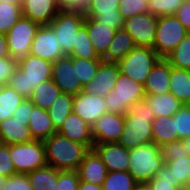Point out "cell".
Returning a JSON list of instances; mask_svg holds the SVG:
<instances>
[{
  "instance_id": "obj_42",
  "label": "cell",
  "mask_w": 190,
  "mask_h": 190,
  "mask_svg": "<svg viewBox=\"0 0 190 190\" xmlns=\"http://www.w3.org/2000/svg\"><path fill=\"white\" fill-rule=\"evenodd\" d=\"M175 131L178 140H183L190 135V109L183 105L174 115Z\"/></svg>"
},
{
  "instance_id": "obj_43",
  "label": "cell",
  "mask_w": 190,
  "mask_h": 190,
  "mask_svg": "<svg viewBox=\"0 0 190 190\" xmlns=\"http://www.w3.org/2000/svg\"><path fill=\"white\" fill-rule=\"evenodd\" d=\"M119 12L124 20L138 14L149 12L148 0H120Z\"/></svg>"
},
{
  "instance_id": "obj_37",
  "label": "cell",
  "mask_w": 190,
  "mask_h": 190,
  "mask_svg": "<svg viewBox=\"0 0 190 190\" xmlns=\"http://www.w3.org/2000/svg\"><path fill=\"white\" fill-rule=\"evenodd\" d=\"M165 59L172 67L190 70V33Z\"/></svg>"
},
{
  "instance_id": "obj_56",
  "label": "cell",
  "mask_w": 190,
  "mask_h": 190,
  "mask_svg": "<svg viewBox=\"0 0 190 190\" xmlns=\"http://www.w3.org/2000/svg\"><path fill=\"white\" fill-rule=\"evenodd\" d=\"M7 177L0 175V190L3 188V183L6 182Z\"/></svg>"
},
{
  "instance_id": "obj_51",
  "label": "cell",
  "mask_w": 190,
  "mask_h": 190,
  "mask_svg": "<svg viewBox=\"0 0 190 190\" xmlns=\"http://www.w3.org/2000/svg\"><path fill=\"white\" fill-rule=\"evenodd\" d=\"M178 20L183 24L188 33H190V0H185L176 12Z\"/></svg>"
},
{
  "instance_id": "obj_20",
  "label": "cell",
  "mask_w": 190,
  "mask_h": 190,
  "mask_svg": "<svg viewBox=\"0 0 190 190\" xmlns=\"http://www.w3.org/2000/svg\"><path fill=\"white\" fill-rule=\"evenodd\" d=\"M172 66L165 58H160L151 69L144 84L145 95L170 93V76Z\"/></svg>"
},
{
  "instance_id": "obj_44",
  "label": "cell",
  "mask_w": 190,
  "mask_h": 190,
  "mask_svg": "<svg viewBox=\"0 0 190 190\" xmlns=\"http://www.w3.org/2000/svg\"><path fill=\"white\" fill-rule=\"evenodd\" d=\"M80 179L77 171H59L56 187L51 190H78Z\"/></svg>"
},
{
  "instance_id": "obj_38",
  "label": "cell",
  "mask_w": 190,
  "mask_h": 190,
  "mask_svg": "<svg viewBox=\"0 0 190 190\" xmlns=\"http://www.w3.org/2000/svg\"><path fill=\"white\" fill-rule=\"evenodd\" d=\"M102 61V59L86 60L73 57V66H76V74L83 88L96 75Z\"/></svg>"
},
{
  "instance_id": "obj_24",
  "label": "cell",
  "mask_w": 190,
  "mask_h": 190,
  "mask_svg": "<svg viewBox=\"0 0 190 190\" xmlns=\"http://www.w3.org/2000/svg\"><path fill=\"white\" fill-rule=\"evenodd\" d=\"M0 136L4 144H19L33 141L32 133L28 125L9 117L0 122Z\"/></svg>"
},
{
  "instance_id": "obj_19",
  "label": "cell",
  "mask_w": 190,
  "mask_h": 190,
  "mask_svg": "<svg viewBox=\"0 0 190 190\" xmlns=\"http://www.w3.org/2000/svg\"><path fill=\"white\" fill-rule=\"evenodd\" d=\"M22 16L35 23L49 25L59 13L56 0H21Z\"/></svg>"
},
{
  "instance_id": "obj_41",
  "label": "cell",
  "mask_w": 190,
  "mask_h": 190,
  "mask_svg": "<svg viewBox=\"0 0 190 190\" xmlns=\"http://www.w3.org/2000/svg\"><path fill=\"white\" fill-rule=\"evenodd\" d=\"M185 0H148V9L157 17L176 15Z\"/></svg>"
},
{
  "instance_id": "obj_4",
  "label": "cell",
  "mask_w": 190,
  "mask_h": 190,
  "mask_svg": "<svg viewBox=\"0 0 190 190\" xmlns=\"http://www.w3.org/2000/svg\"><path fill=\"white\" fill-rule=\"evenodd\" d=\"M128 172L139 185H146L164 164L161 147L154 142L129 150Z\"/></svg>"
},
{
  "instance_id": "obj_30",
  "label": "cell",
  "mask_w": 190,
  "mask_h": 190,
  "mask_svg": "<svg viewBox=\"0 0 190 190\" xmlns=\"http://www.w3.org/2000/svg\"><path fill=\"white\" fill-rule=\"evenodd\" d=\"M60 94L61 90L52 81V79H50L41 82L38 86H36L29 99L35 106L48 110Z\"/></svg>"
},
{
  "instance_id": "obj_26",
  "label": "cell",
  "mask_w": 190,
  "mask_h": 190,
  "mask_svg": "<svg viewBox=\"0 0 190 190\" xmlns=\"http://www.w3.org/2000/svg\"><path fill=\"white\" fill-rule=\"evenodd\" d=\"M29 128L34 140L44 141L56 133L48 110L34 106L30 114Z\"/></svg>"
},
{
  "instance_id": "obj_14",
  "label": "cell",
  "mask_w": 190,
  "mask_h": 190,
  "mask_svg": "<svg viewBox=\"0 0 190 190\" xmlns=\"http://www.w3.org/2000/svg\"><path fill=\"white\" fill-rule=\"evenodd\" d=\"M91 128L94 144L117 143L125 128L124 115L107 112Z\"/></svg>"
},
{
  "instance_id": "obj_50",
  "label": "cell",
  "mask_w": 190,
  "mask_h": 190,
  "mask_svg": "<svg viewBox=\"0 0 190 190\" xmlns=\"http://www.w3.org/2000/svg\"><path fill=\"white\" fill-rule=\"evenodd\" d=\"M35 105L30 99H24L21 104L16 108L13 113L15 120L19 122H24V125H28L30 121V114Z\"/></svg>"
},
{
  "instance_id": "obj_32",
  "label": "cell",
  "mask_w": 190,
  "mask_h": 190,
  "mask_svg": "<svg viewBox=\"0 0 190 190\" xmlns=\"http://www.w3.org/2000/svg\"><path fill=\"white\" fill-rule=\"evenodd\" d=\"M34 190H51L58 182V169L46 165L27 173Z\"/></svg>"
},
{
  "instance_id": "obj_23",
  "label": "cell",
  "mask_w": 190,
  "mask_h": 190,
  "mask_svg": "<svg viewBox=\"0 0 190 190\" xmlns=\"http://www.w3.org/2000/svg\"><path fill=\"white\" fill-rule=\"evenodd\" d=\"M84 25L87 29V33L91 39V44L93 45L95 52L99 57H102L113 40L116 30L108 27L104 23L96 21L94 18L86 16Z\"/></svg>"
},
{
  "instance_id": "obj_17",
  "label": "cell",
  "mask_w": 190,
  "mask_h": 190,
  "mask_svg": "<svg viewBox=\"0 0 190 190\" xmlns=\"http://www.w3.org/2000/svg\"><path fill=\"white\" fill-rule=\"evenodd\" d=\"M93 150L101 158L108 172L128 171L129 150L118 143L94 144Z\"/></svg>"
},
{
  "instance_id": "obj_39",
  "label": "cell",
  "mask_w": 190,
  "mask_h": 190,
  "mask_svg": "<svg viewBox=\"0 0 190 190\" xmlns=\"http://www.w3.org/2000/svg\"><path fill=\"white\" fill-rule=\"evenodd\" d=\"M21 17V4L0 3V33L7 34Z\"/></svg>"
},
{
  "instance_id": "obj_28",
  "label": "cell",
  "mask_w": 190,
  "mask_h": 190,
  "mask_svg": "<svg viewBox=\"0 0 190 190\" xmlns=\"http://www.w3.org/2000/svg\"><path fill=\"white\" fill-rule=\"evenodd\" d=\"M151 125L153 142L157 146L162 147L167 143L178 140L177 132L175 131V121H173V116L155 117Z\"/></svg>"
},
{
  "instance_id": "obj_35",
  "label": "cell",
  "mask_w": 190,
  "mask_h": 190,
  "mask_svg": "<svg viewBox=\"0 0 190 190\" xmlns=\"http://www.w3.org/2000/svg\"><path fill=\"white\" fill-rule=\"evenodd\" d=\"M164 163L169 166L173 181H177V186L182 190H187L190 183V157H173V161Z\"/></svg>"
},
{
  "instance_id": "obj_1",
  "label": "cell",
  "mask_w": 190,
  "mask_h": 190,
  "mask_svg": "<svg viewBox=\"0 0 190 190\" xmlns=\"http://www.w3.org/2000/svg\"><path fill=\"white\" fill-rule=\"evenodd\" d=\"M124 119L125 128L118 144L130 150L153 142L151 124L155 119V114L144 99L129 106Z\"/></svg>"
},
{
  "instance_id": "obj_9",
  "label": "cell",
  "mask_w": 190,
  "mask_h": 190,
  "mask_svg": "<svg viewBox=\"0 0 190 190\" xmlns=\"http://www.w3.org/2000/svg\"><path fill=\"white\" fill-rule=\"evenodd\" d=\"M85 15L81 12L59 11L49 24L65 55H68L75 44L76 33L84 25Z\"/></svg>"
},
{
  "instance_id": "obj_46",
  "label": "cell",
  "mask_w": 190,
  "mask_h": 190,
  "mask_svg": "<svg viewBox=\"0 0 190 190\" xmlns=\"http://www.w3.org/2000/svg\"><path fill=\"white\" fill-rule=\"evenodd\" d=\"M164 162L173 161V157L188 156L182 140L167 143L161 147Z\"/></svg>"
},
{
  "instance_id": "obj_25",
  "label": "cell",
  "mask_w": 190,
  "mask_h": 190,
  "mask_svg": "<svg viewBox=\"0 0 190 190\" xmlns=\"http://www.w3.org/2000/svg\"><path fill=\"white\" fill-rule=\"evenodd\" d=\"M136 47L132 36L123 28L116 30L115 36L101 57L106 62H119Z\"/></svg>"
},
{
  "instance_id": "obj_54",
  "label": "cell",
  "mask_w": 190,
  "mask_h": 190,
  "mask_svg": "<svg viewBox=\"0 0 190 190\" xmlns=\"http://www.w3.org/2000/svg\"><path fill=\"white\" fill-rule=\"evenodd\" d=\"M183 146L186 149L188 156L190 157V135L182 140Z\"/></svg>"
},
{
  "instance_id": "obj_11",
  "label": "cell",
  "mask_w": 190,
  "mask_h": 190,
  "mask_svg": "<svg viewBox=\"0 0 190 190\" xmlns=\"http://www.w3.org/2000/svg\"><path fill=\"white\" fill-rule=\"evenodd\" d=\"M157 23L158 17L146 12L126 18L122 28L132 36L136 46L153 48Z\"/></svg>"
},
{
  "instance_id": "obj_34",
  "label": "cell",
  "mask_w": 190,
  "mask_h": 190,
  "mask_svg": "<svg viewBox=\"0 0 190 190\" xmlns=\"http://www.w3.org/2000/svg\"><path fill=\"white\" fill-rule=\"evenodd\" d=\"M25 98L8 84L0 87V122L12 117Z\"/></svg>"
},
{
  "instance_id": "obj_55",
  "label": "cell",
  "mask_w": 190,
  "mask_h": 190,
  "mask_svg": "<svg viewBox=\"0 0 190 190\" xmlns=\"http://www.w3.org/2000/svg\"><path fill=\"white\" fill-rule=\"evenodd\" d=\"M21 4V0H0V3Z\"/></svg>"
},
{
  "instance_id": "obj_7",
  "label": "cell",
  "mask_w": 190,
  "mask_h": 190,
  "mask_svg": "<svg viewBox=\"0 0 190 190\" xmlns=\"http://www.w3.org/2000/svg\"><path fill=\"white\" fill-rule=\"evenodd\" d=\"M187 34L188 31L176 15L160 16L153 49L160 58H166Z\"/></svg>"
},
{
  "instance_id": "obj_52",
  "label": "cell",
  "mask_w": 190,
  "mask_h": 190,
  "mask_svg": "<svg viewBox=\"0 0 190 190\" xmlns=\"http://www.w3.org/2000/svg\"><path fill=\"white\" fill-rule=\"evenodd\" d=\"M9 56L11 55L9 52L6 34L0 33V58Z\"/></svg>"
},
{
  "instance_id": "obj_40",
  "label": "cell",
  "mask_w": 190,
  "mask_h": 190,
  "mask_svg": "<svg viewBox=\"0 0 190 190\" xmlns=\"http://www.w3.org/2000/svg\"><path fill=\"white\" fill-rule=\"evenodd\" d=\"M146 186L148 190H182L177 186V181H173L172 172L166 163Z\"/></svg>"
},
{
  "instance_id": "obj_53",
  "label": "cell",
  "mask_w": 190,
  "mask_h": 190,
  "mask_svg": "<svg viewBox=\"0 0 190 190\" xmlns=\"http://www.w3.org/2000/svg\"><path fill=\"white\" fill-rule=\"evenodd\" d=\"M78 190H103L102 185H97L93 183L80 182Z\"/></svg>"
},
{
  "instance_id": "obj_59",
  "label": "cell",
  "mask_w": 190,
  "mask_h": 190,
  "mask_svg": "<svg viewBox=\"0 0 190 190\" xmlns=\"http://www.w3.org/2000/svg\"><path fill=\"white\" fill-rule=\"evenodd\" d=\"M185 106L190 109V99H189L188 102L185 104Z\"/></svg>"
},
{
  "instance_id": "obj_31",
  "label": "cell",
  "mask_w": 190,
  "mask_h": 190,
  "mask_svg": "<svg viewBox=\"0 0 190 190\" xmlns=\"http://www.w3.org/2000/svg\"><path fill=\"white\" fill-rule=\"evenodd\" d=\"M73 99L74 95L61 92L48 109V114L56 132L61 128L68 115L73 112Z\"/></svg>"
},
{
  "instance_id": "obj_21",
  "label": "cell",
  "mask_w": 190,
  "mask_h": 190,
  "mask_svg": "<svg viewBox=\"0 0 190 190\" xmlns=\"http://www.w3.org/2000/svg\"><path fill=\"white\" fill-rule=\"evenodd\" d=\"M57 133L71 139L72 141L86 145L90 150L93 149L94 142L92 137V128L75 112L68 115Z\"/></svg>"
},
{
  "instance_id": "obj_16",
  "label": "cell",
  "mask_w": 190,
  "mask_h": 190,
  "mask_svg": "<svg viewBox=\"0 0 190 190\" xmlns=\"http://www.w3.org/2000/svg\"><path fill=\"white\" fill-rule=\"evenodd\" d=\"M119 74L120 67L118 62L102 61L96 75L83 88V91L88 94L106 97L114 89Z\"/></svg>"
},
{
  "instance_id": "obj_49",
  "label": "cell",
  "mask_w": 190,
  "mask_h": 190,
  "mask_svg": "<svg viewBox=\"0 0 190 190\" xmlns=\"http://www.w3.org/2000/svg\"><path fill=\"white\" fill-rule=\"evenodd\" d=\"M14 174L17 173L11 160L9 145L4 144L0 148V175L8 178Z\"/></svg>"
},
{
  "instance_id": "obj_13",
  "label": "cell",
  "mask_w": 190,
  "mask_h": 190,
  "mask_svg": "<svg viewBox=\"0 0 190 190\" xmlns=\"http://www.w3.org/2000/svg\"><path fill=\"white\" fill-rule=\"evenodd\" d=\"M51 79L63 93L77 95L83 90L76 74V66H73V57L69 55L59 58L52 64Z\"/></svg>"
},
{
  "instance_id": "obj_22",
  "label": "cell",
  "mask_w": 190,
  "mask_h": 190,
  "mask_svg": "<svg viewBox=\"0 0 190 190\" xmlns=\"http://www.w3.org/2000/svg\"><path fill=\"white\" fill-rule=\"evenodd\" d=\"M80 182L102 185L107 176V168L98 154L91 149L77 169Z\"/></svg>"
},
{
  "instance_id": "obj_15",
  "label": "cell",
  "mask_w": 190,
  "mask_h": 190,
  "mask_svg": "<svg viewBox=\"0 0 190 190\" xmlns=\"http://www.w3.org/2000/svg\"><path fill=\"white\" fill-rule=\"evenodd\" d=\"M73 112L82 120L92 126L103 114L107 113L104 97L96 94H88L83 90L73 99Z\"/></svg>"
},
{
  "instance_id": "obj_48",
  "label": "cell",
  "mask_w": 190,
  "mask_h": 190,
  "mask_svg": "<svg viewBox=\"0 0 190 190\" xmlns=\"http://www.w3.org/2000/svg\"><path fill=\"white\" fill-rule=\"evenodd\" d=\"M92 0H56V4L60 11H71L86 13Z\"/></svg>"
},
{
  "instance_id": "obj_58",
  "label": "cell",
  "mask_w": 190,
  "mask_h": 190,
  "mask_svg": "<svg viewBox=\"0 0 190 190\" xmlns=\"http://www.w3.org/2000/svg\"><path fill=\"white\" fill-rule=\"evenodd\" d=\"M4 145V142H3V139L2 137L0 136V148Z\"/></svg>"
},
{
  "instance_id": "obj_33",
  "label": "cell",
  "mask_w": 190,
  "mask_h": 190,
  "mask_svg": "<svg viewBox=\"0 0 190 190\" xmlns=\"http://www.w3.org/2000/svg\"><path fill=\"white\" fill-rule=\"evenodd\" d=\"M68 55L86 60L102 59L95 52L85 25L78 29L75 44Z\"/></svg>"
},
{
  "instance_id": "obj_47",
  "label": "cell",
  "mask_w": 190,
  "mask_h": 190,
  "mask_svg": "<svg viewBox=\"0 0 190 190\" xmlns=\"http://www.w3.org/2000/svg\"><path fill=\"white\" fill-rule=\"evenodd\" d=\"M2 190H34L27 174H14L3 183Z\"/></svg>"
},
{
  "instance_id": "obj_10",
  "label": "cell",
  "mask_w": 190,
  "mask_h": 190,
  "mask_svg": "<svg viewBox=\"0 0 190 190\" xmlns=\"http://www.w3.org/2000/svg\"><path fill=\"white\" fill-rule=\"evenodd\" d=\"M40 25L31 19L21 17L6 34L10 55L20 60L30 52L34 36Z\"/></svg>"
},
{
  "instance_id": "obj_18",
  "label": "cell",
  "mask_w": 190,
  "mask_h": 190,
  "mask_svg": "<svg viewBox=\"0 0 190 190\" xmlns=\"http://www.w3.org/2000/svg\"><path fill=\"white\" fill-rule=\"evenodd\" d=\"M120 0H92L89 10L84 14L115 30L122 28L124 19L119 12Z\"/></svg>"
},
{
  "instance_id": "obj_45",
  "label": "cell",
  "mask_w": 190,
  "mask_h": 190,
  "mask_svg": "<svg viewBox=\"0 0 190 190\" xmlns=\"http://www.w3.org/2000/svg\"><path fill=\"white\" fill-rule=\"evenodd\" d=\"M18 68V60L12 56L0 58V87L7 85Z\"/></svg>"
},
{
  "instance_id": "obj_6",
  "label": "cell",
  "mask_w": 190,
  "mask_h": 190,
  "mask_svg": "<svg viewBox=\"0 0 190 190\" xmlns=\"http://www.w3.org/2000/svg\"><path fill=\"white\" fill-rule=\"evenodd\" d=\"M159 59L153 48L136 46L118 62L120 73L144 85Z\"/></svg>"
},
{
  "instance_id": "obj_57",
  "label": "cell",
  "mask_w": 190,
  "mask_h": 190,
  "mask_svg": "<svg viewBox=\"0 0 190 190\" xmlns=\"http://www.w3.org/2000/svg\"><path fill=\"white\" fill-rule=\"evenodd\" d=\"M135 190H148L146 185H138Z\"/></svg>"
},
{
  "instance_id": "obj_27",
  "label": "cell",
  "mask_w": 190,
  "mask_h": 190,
  "mask_svg": "<svg viewBox=\"0 0 190 190\" xmlns=\"http://www.w3.org/2000/svg\"><path fill=\"white\" fill-rule=\"evenodd\" d=\"M144 100L154 112L155 117L173 116L184 105L172 93L145 95Z\"/></svg>"
},
{
  "instance_id": "obj_3",
  "label": "cell",
  "mask_w": 190,
  "mask_h": 190,
  "mask_svg": "<svg viewBox=\"0 0 190 190\" xmlns=\"http://www.w3.org/2000/svg\"><path fill=\"white\" fill-rule=\"evenodd\" d=\"M52 62L28 54L18 60V68L10 77L8 85L29 99L41 82L52 78Z\"/></svg>"
},
{
  "instance_id": "obj_12",
  "label": "cell",
  "mask_w": 190,
  "mask_h": 190,
  "mask_svg": "<svg viewBox=\"0 0 190 190\" xmlns=\"http://www.w3.org/2000/svg\"><path fill=\"white\" fill-rule=\"evenodd\" d=\"M29 54L52 63L65 56L50 25L39 27L31 44Z\"/></svg>"
},
{
  "instance_id": "obj_2",
  "label": "cell",
  "mask_w": 190,
  "mask_h": 190,
  "mask_svg": "<svg viewBox=\"0 0 190 190\" xmlns=\"http://www.w3.org/2000/svg\"><path fill=\"white\" fill-rule=\"evenodd\" d=\"M46 163L59 171H77L90 149L79 142L54 133L44 140Z\"/></svg>"
},
{
  "instance_id": "obj_36",
  "label": "cell",
  "mask_w": 190,
  "mask_h": 190,
  "mask_svg": "<svg viewBox=\"0 0 190 190\" xmlns=\"http://www.w3.org/2000/svg\"><path fill=\"white\" fill-rule=\"evenodd\" d=\"M139 184L128 171L108 172L102 184L103 190H135Z\"/></svg>"
},
{
  "instance_id": "obj_29",
  "label": "cell",
  "mask_w": 190,
  "mask_h": 190,
  "mask_svg": "<svg viewBox=\"0 0 190 190\" xmlns=\"http://www.w3.org/2000/svg\"><path fill=\"white\" fill-rule=\"evenodd\" d=\"M170 93L184 105L190 99V70L172 67Z\"/></svg>"
},
{
  "instance_id": "obj_8",
  "label": "cell",
  "mask_w": 190,
  "mask_h": 190,
  "mask_svg": "<svg viewBox=\"0 0 190 190\" xmlns=\"http://www.w3.org/2000/svg\"><path fill=\"white\" fill-rule=\"evenodd\" d=\"M16 173L27 174L47 165L45 145L41 140L9 145Z\"/></svg>"
},
{
  "instance_id": "obj_5",
  "label": "cell",
  "mask_w": 190,
  "mask_h": 190,
  "mask_svg": "<svg viewBox=\"0 0 190 190\" xmlns=\"http://www.w3.org/2000/svg\"><path fill=\"white\" fill-rule=\"evenodd\" d=\"M145 98L144 85L122 73L119 74L114 89L104 97L109 113L126 115L129 106Z\"/></svg>"
}]
</instances>
